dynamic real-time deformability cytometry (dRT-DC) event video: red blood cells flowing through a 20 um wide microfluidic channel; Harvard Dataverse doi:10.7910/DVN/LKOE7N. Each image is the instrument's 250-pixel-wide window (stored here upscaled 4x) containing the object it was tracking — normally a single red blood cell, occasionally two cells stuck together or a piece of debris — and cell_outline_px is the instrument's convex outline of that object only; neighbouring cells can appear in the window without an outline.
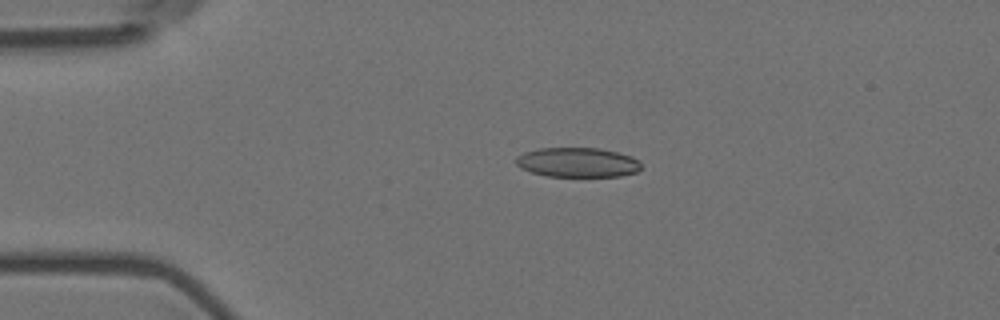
{"species": "Egyptian fruit bat (a non-hibernating species)", "species_latin": "Rousettus aegyptiacus", "temperature_condition": "room temperature", "stored_images_in_passage": 5, "camera_frame_rate_fps": 3000, "um_per_image_px": 0.085, "animal": {"sex": "female"}, "frame": {"image": 1, "passage_image": 4, "time_ms": 1.0, "image_size_px": [1000, 320], "cell_outline_px": [[640, 168], [636, 172], [620, 176], [548, 176], [532, 172], [520, 168], [516, 164], [516, 156], [524, 152], [540, 148], [600, 148], [632, 156], [640, 160]], "centroid_in_image_um": [49.09, 13.8], "position_along_channel_um": 35.9, "area_um2": 21.56}}